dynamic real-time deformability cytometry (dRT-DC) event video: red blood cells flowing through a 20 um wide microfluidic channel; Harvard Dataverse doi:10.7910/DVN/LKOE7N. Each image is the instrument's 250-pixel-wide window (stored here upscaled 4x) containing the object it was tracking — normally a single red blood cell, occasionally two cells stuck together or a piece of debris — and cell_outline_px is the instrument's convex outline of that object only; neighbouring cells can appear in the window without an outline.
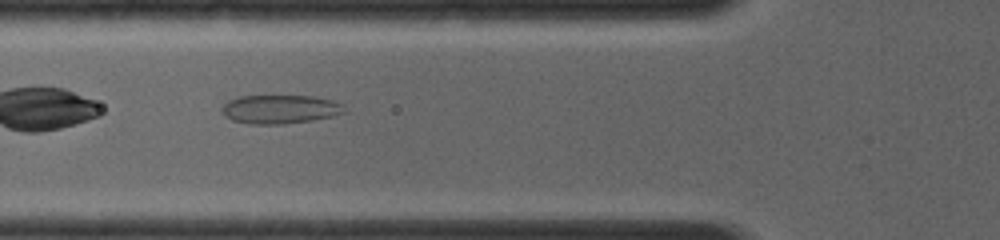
{"species": "common noctule bat (a hibernating species)", "species_latin": "Nyctalus noctula", "temperature_condition": "room temperature", "stored_images_in_passage": 6, "camera_frame_rate_fps": 4000, "um_per_image_px": 0.085, "animal": {"sex": "female", "body_mass_g": 19.0, "forearm_length_mm": 56.7}, "frame": {"image": 1, "passage_image": 3, "time_ms": 1.0, "image_size_px": [1000, 240], "cell_outline_px": [[348, 112], [332, 116], [312, 120], [284, 124], [248, 124], [232, 120], [224, 116], [220, 108], [228, 100], [240, 96], [312, 96], [332, 100], [344, 104]], "centroid_in_image_um": [23.81, 9.29], "position_along_channel_um": 102.0, "area_um2": 20.75}}
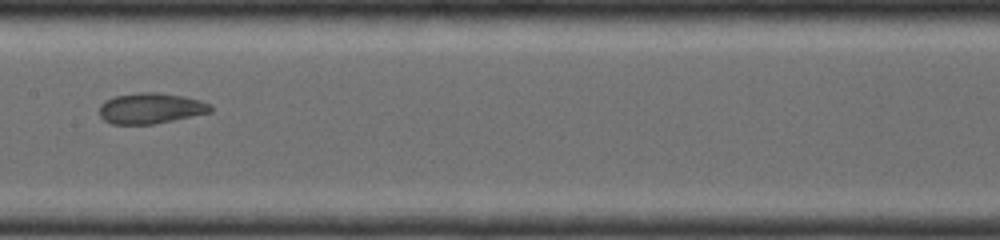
{"frame": {"image": 2, "passage_image": 5, "time_ms": 3.0, "image_size_px": [1000, 240], "cell_outline_px": [[212, 112], [156, 124], [112, 124], [104, 120], [100, 116], [100, 104], [104, 100], [116, 96], [136, 92], [156, 92], [184, 96], [200, 100], [212, 104]], "centroid_in_image_um": [12.83, 9.2], "position_along_channel_um": 194.6, "area_um2": 20.11}}
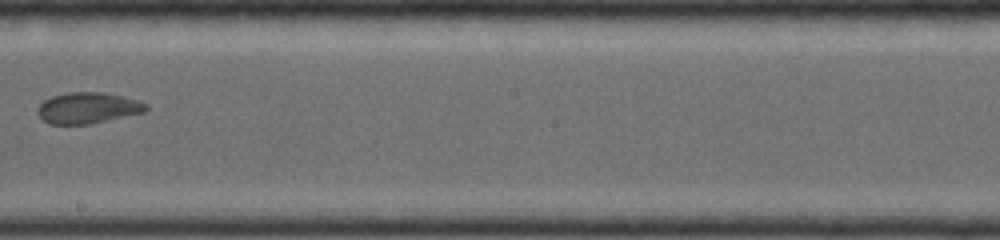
{"frame": {"image": 3, "passage_image": 6, "time_ms": 4.0, "image_size_px": [1000, 240], "cell_outline_px": [[148, 108], [144, 112], [88, 124], [48, 124], [36, 112], [40, 104], [44, 100], [52, 96], [68, 92], [104, 92], [136, 100], [148, 104]], "centroid_in_image_um": [7.44, 9.17], "position_along_channel_um": 240.8, "area_um2": 19.42}}